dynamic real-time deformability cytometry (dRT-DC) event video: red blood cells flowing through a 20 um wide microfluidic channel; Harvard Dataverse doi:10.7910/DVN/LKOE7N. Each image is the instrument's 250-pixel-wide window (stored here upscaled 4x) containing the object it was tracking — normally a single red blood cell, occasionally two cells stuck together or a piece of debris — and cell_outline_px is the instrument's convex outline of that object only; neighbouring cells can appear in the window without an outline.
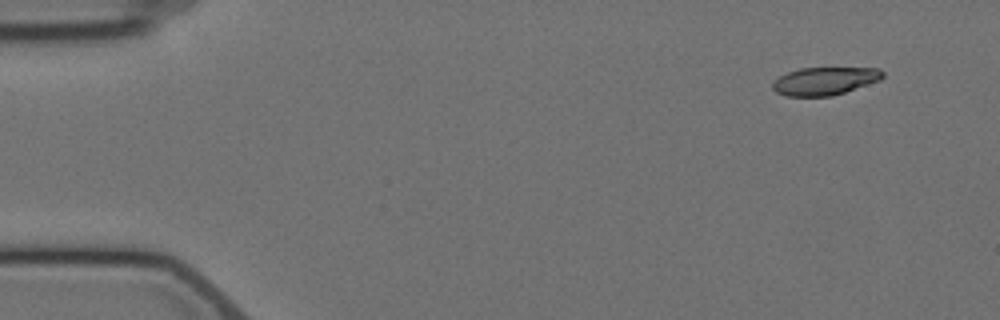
{"species": "Egyptian fruit bat (a non-hibernating species)", "species_latin": "Rousettus aegyptiacus", "temperature_condition": "cold", "stored_images_in_passage": 10, "camera_frame_rate_fps": 3000, "um_per_image_px": 0.085, "animal": {"sex": "female"}, "frame": {"image": 1, "passage_image": 1, "time_ms": 0.0, "image_size_px": [1000, 320], "cell_outline_px": [[884, 76], [880, 80], [832, 96], [784, 96], [776, 92], [772, 88], [772, 80], [788, 72], [800, 68], [880, 68], [884, 72]], "centroid_in_image_um": [70.08, 6.88], "position_along_channel_um": 14.9, "area_um2": 17.92}}
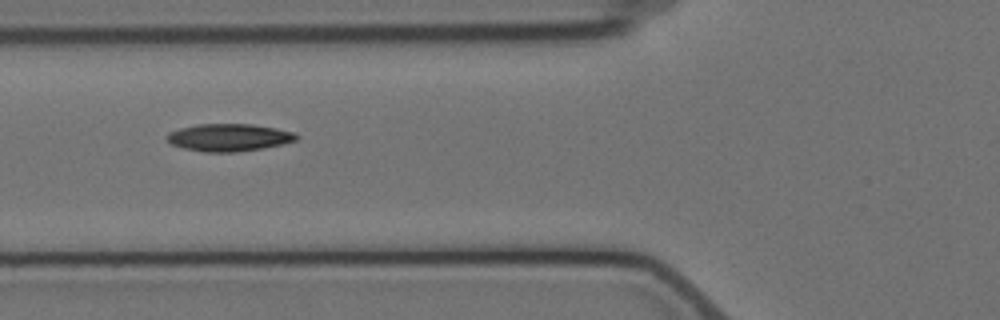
{"frame": {"image": 2, "passage_image": 6, "time_ms": 5.667, "image_size_px": [1000, 320], "cell_outline_px": [[300, 136], [296, 140], [284, 144], [264, 148], [236, 152], [204, 152], [184, 148], [172, 144], [164, 136], [168, 132], [180, 128], [196, 124], [252, 124], [276, 128], [296, 132]], "centroid_in_image_um": [19.49, 11.68], "position_along_channel_um": 106.3, "area_um2": 20.92}}
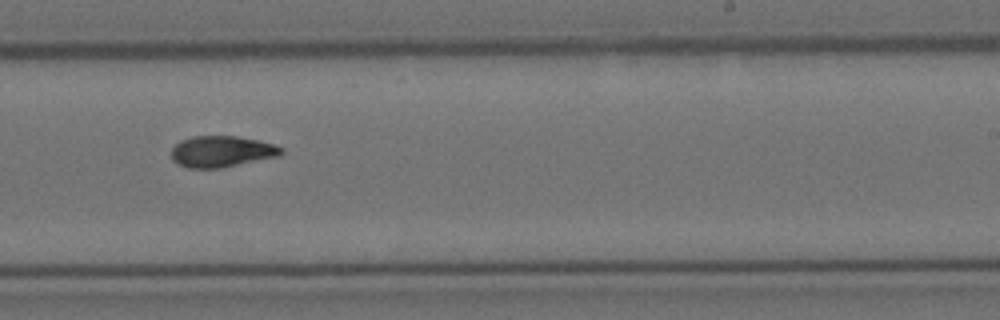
{"frame": {"image": 3, "passage_image": 10, "time_ms": 10.333, "image_size_px": [1000, 320], "cell_outline_px": [[284, 152], [280, 156], [224, 168], [188, 168], [176, 164], [172, 160], [172, 148], [180, 140], [192, 136], [236, 136], [260, 140], [276, 144], [284, 148]], "centroid_in_image_um": [18.88, 12.88], "position_along_channel_um": 270.1, "area_um2": 20.46}}